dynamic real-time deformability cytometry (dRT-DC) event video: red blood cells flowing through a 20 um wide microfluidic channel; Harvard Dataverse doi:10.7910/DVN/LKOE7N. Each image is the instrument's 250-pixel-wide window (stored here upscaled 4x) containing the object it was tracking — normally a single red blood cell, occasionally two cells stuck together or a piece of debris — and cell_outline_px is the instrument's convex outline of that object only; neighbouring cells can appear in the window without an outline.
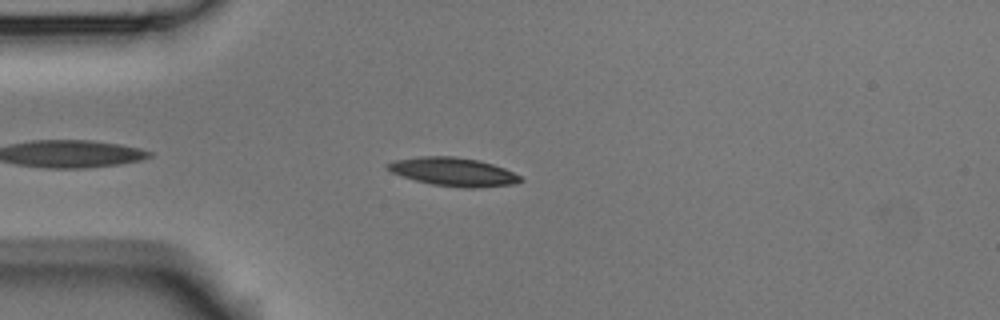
{"species": "Egyptian fruit bat (a non-hibernating species)", "species_latin": "Rousettus aegyptiacus", "temperature_condition": "room temperature", "stored_images_in_passage": 3, "camera_frame_rate_fps": 3000, "um_per_image_px": 0.085, "animal": {"sex": "male"}, "frame": {"image": 1, "passage_image": 3, "time_ms": 0.667, "image_size_px": [1000, 320], "cell_outline_px": [[524, 180], [516, 184], [480, 188], [464, 188], [432, 184], [416, 180], [392, 172], [384, 168], [384, 164], [396, 160], [416, 156], [456, 156], [480, 160], [504, 168], [520, 176]], "centroid_in_image_um": [38.54, 14.6], "position_along_channel_um": 46.5, "area_um2": 22.2}}